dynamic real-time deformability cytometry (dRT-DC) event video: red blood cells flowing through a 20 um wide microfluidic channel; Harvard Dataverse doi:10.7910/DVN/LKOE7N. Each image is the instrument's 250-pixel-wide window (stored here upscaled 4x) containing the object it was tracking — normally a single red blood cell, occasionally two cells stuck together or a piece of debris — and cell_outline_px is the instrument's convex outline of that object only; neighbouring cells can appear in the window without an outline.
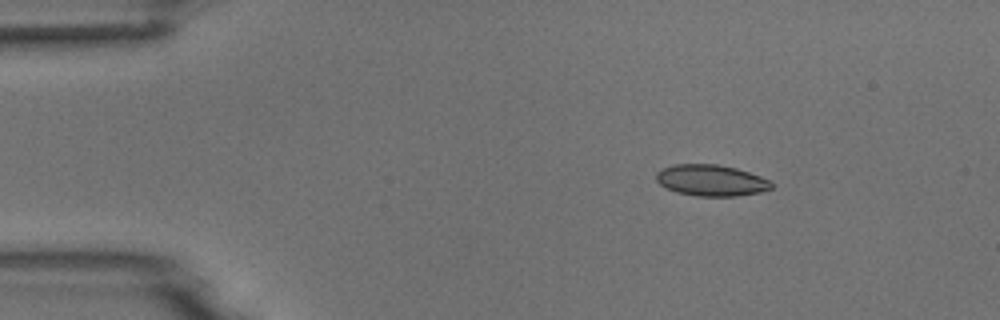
{"species": "common noctule bat (a hibernating species)", "species_latin": "Nyctalus noctula", "temperature_condition": "room temperature", "stored_images_in_passage": 3, "camera_frame_rate_fps": 3000, "um_per_image_px": 0.085, "animal": {"sex": "male", "body_mass_g": 18.8}, "frame": {"image": 1, "passage_image": 1, "time_ms": 0.0, "image_size_px": [1000, 320], "cell_outline_px": [[772, 188], [760, 192], [736, 196], [696, 196], [676, 192], [660, 184], [656, 180], [656, 172], [672, 164], [716, 164], [736, 168], [760, 176], [768, 180], [772, 184]], "centroid_in_image_um": [60.43, 15.33], "position_along_channel_um": 24.6, "area_um2": 20.87}}